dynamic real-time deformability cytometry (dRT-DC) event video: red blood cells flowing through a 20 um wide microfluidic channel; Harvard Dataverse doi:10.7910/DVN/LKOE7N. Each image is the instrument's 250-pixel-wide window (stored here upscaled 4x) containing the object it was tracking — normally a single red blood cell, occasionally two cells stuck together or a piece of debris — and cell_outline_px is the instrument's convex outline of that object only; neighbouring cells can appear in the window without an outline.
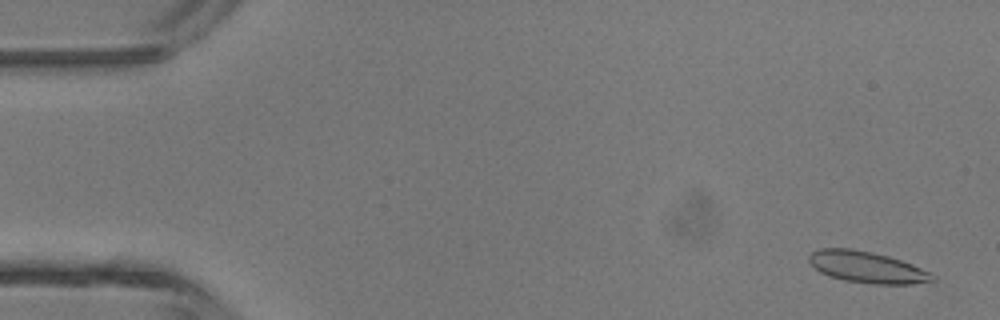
{"species": "common noctule bat (a hibernating species)", "species_latin": "Nyctalus noctula", "temperature_condition": "room temperature", "stored_images_in_passage": 5, "segment_of_instrument_passage": [2, 2], "camera_frame_rate_fps": 3000, "um_per_image_px": 0.085, "animal": {"sex": "male", "body_mass_g": 13.3}, "frame": {"image": 1, "passage_image": 5, "time_ms": 1.333, "image_size_px": [1000, 320], "cell_outline_px": [[936, 280], [912, 284], [872, 284], [844, 280], [828, 276], [820, 272], [808, 260], [808, 256], [812, 252], [820, 248], [852, 248], [872, 252], [888, 256], [912, 264], [936, 276]], "centroid_in_image_um": [73.68, 22.71], "position_along_channel_um": 11.3, "area_um2": 22.54}}